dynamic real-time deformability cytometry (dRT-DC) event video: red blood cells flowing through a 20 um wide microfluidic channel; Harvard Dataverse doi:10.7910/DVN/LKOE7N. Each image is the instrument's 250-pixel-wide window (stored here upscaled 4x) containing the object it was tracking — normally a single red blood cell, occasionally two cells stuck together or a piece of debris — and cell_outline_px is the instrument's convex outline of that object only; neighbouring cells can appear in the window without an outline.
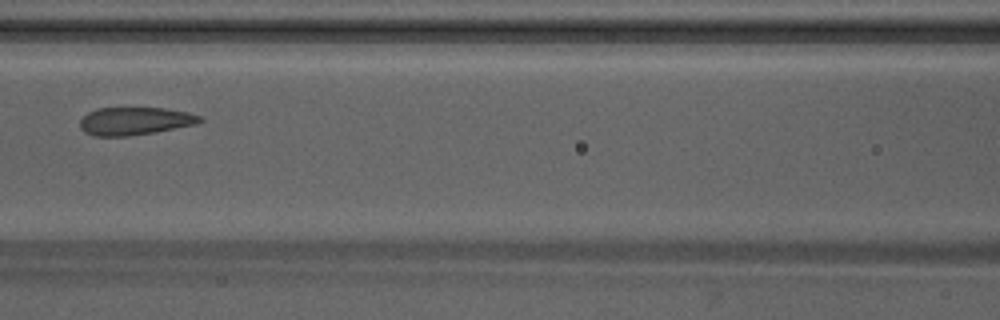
{"species": "Egyptian fruit bat (a non-hibernating species)", "species_latin": "Rousettus aegyptiacus", "temperature_condition": "warm", "stored_images_in_passage": 5, "camera_frame_rate_fps": 3000, "um_per_image_px": 0.085, "animal": {"sex": "male"}, "frame": {"image": 1, "passage_image": 5, "time_ms": 1.333, "image_size_px": [1000, 320], "cell_outline_px": [[204, 120], [196, 124], [156, 132], [128, 136], [92, 136], [84, 132], [80, 128], [80, 120], [88, 112], [96, 108], [164, 108], [188, 112], [200, 116]], "centroid_in_image_um": [11.45, 10.29], "position_along_channel_um": 155.2, "area_um2": 19.54}}